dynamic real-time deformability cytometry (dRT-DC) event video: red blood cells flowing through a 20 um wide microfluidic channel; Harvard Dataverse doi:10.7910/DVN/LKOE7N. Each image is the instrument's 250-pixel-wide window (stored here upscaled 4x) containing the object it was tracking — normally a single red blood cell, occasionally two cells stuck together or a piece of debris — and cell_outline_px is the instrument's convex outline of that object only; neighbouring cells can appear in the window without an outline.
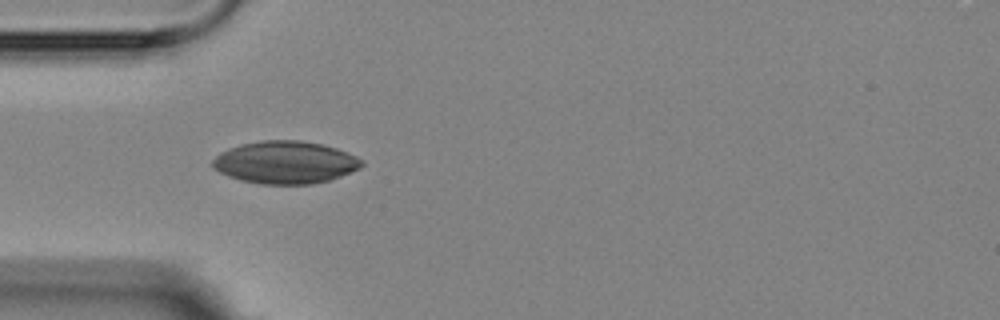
{"species": "Egyptian fruit bat (a non-hibernating species)", "species_latin": "Rousettus aegyptiacus", "temperature_condition": "room temperature", "stored_images_in_passage": 9, "camera_frame_rate_fps": 3000, "um_per_image_px": 0.085, "animal": {"sex": "female"}, "frame": {"image": 1, "passage_image": 4, "time_ms": 4.0, "image_size_px": [1000, 320], "cell_outline_px": [[364, 164], [360, 168], [340, 176], [328, 180], [312, 184], [260, 184], [240, 180], [228, 176], [212, 168], [208, 164], [220, 152], [228, 148], [240, 144], [264, 140], [300, 140], [320, 144], [336, 148], [348, 152], [364, 160]], "centroid_in_image_um": [24.21, 13.8], "position_along_channel_um": 60.8, "area_um2": 37.17}}
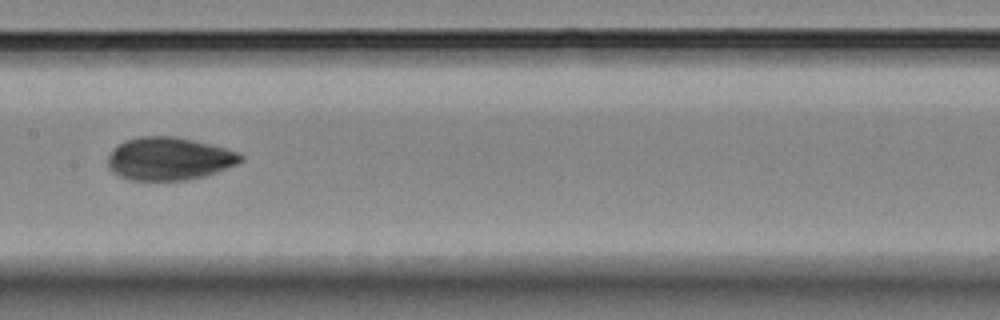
{"frame": {"image": 2, "passage_image": 7, "time_ms": 7.667, "image_size_px": [1000, 320], "cell_outline_px": [[244, 160], [236, 164], [216, 172], [204, 176], [188, 180], [128, 180], [112, 172], [108, 168], [108, 156], [112, 148], [128, 140], [140, 136], [176, 136], [224, 148], [236, 152], [244, 156]], "centroid_in_image_um": [14.34, 13.5], "position_along_channel_um": 193.1, "area_um2": 33.06}}
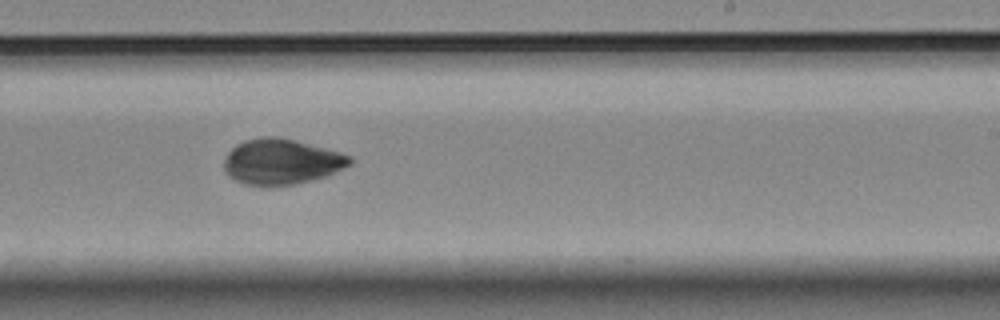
{"frame": {"image": 3, "passage_image": 9, "time_ms": 9.667, "image_size_px": [1000, 320], "cell_outline_px": [[352, 164], [324, 176], [312, 180], [292, 184], [244, 184], [228, 176], [224, 172], [224, 160], [228, 152], [236, 144], [244, 140], [260, 136], [276, 136], [296, 140], [340, 152], [352, 156]], "centroid_in_image_um": [23.9, 13.71], "position_along_channel_um": 265.1, "area_um2": 33.12}}